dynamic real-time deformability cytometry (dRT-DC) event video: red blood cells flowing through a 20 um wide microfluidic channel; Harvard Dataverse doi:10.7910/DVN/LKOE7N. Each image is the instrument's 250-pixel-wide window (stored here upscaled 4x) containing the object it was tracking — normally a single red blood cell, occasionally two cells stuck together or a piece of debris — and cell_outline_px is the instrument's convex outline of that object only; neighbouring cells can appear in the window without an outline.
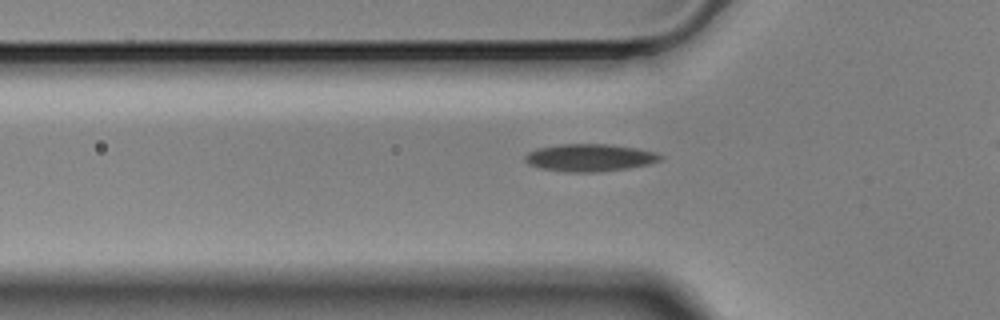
{"species": "Egyptian fruit bat (a non-hibernating species)", "species_latin": "Rousettus aegyptiacus", "temperature_condition": "cold", "stored_images_in_passage": 36, "camera_frame_rate_fps": 3000, "um_per_image_px": 0.085, "animal": {"sex": "male"}, "frame": {"image": 1, "passage_image": 5, "time_ms": 1.333, "image_size_px": [1000, 320], "cell_outline_px": [[664, 156], [660, 160], [648, 164], [628, 168], [596, 172], [568, 172], [544, 168], [528, 164], [524, 160], [524, 156], [528, 152], [536, 148], [560, 144], [608, 144], [636, 148], [656, 152]], "centroid_in_image_um": [50.12, 13.39], "position_along_channel_um": 75.7, "area_um2": 21.56}}
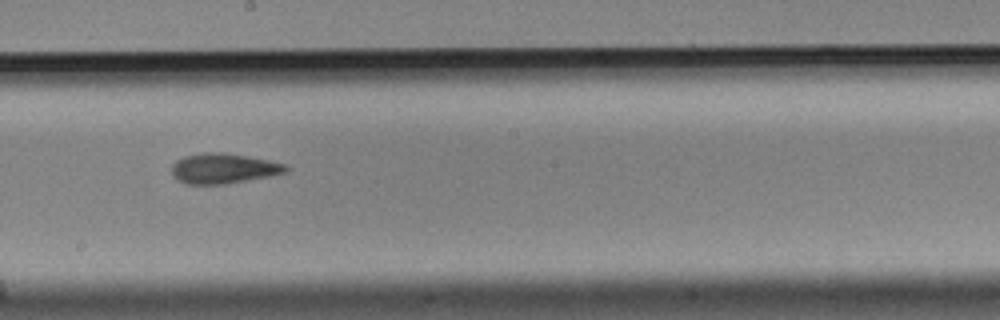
{"frame": {"image": 2, "passage_image": 18, "time_ms": 5.667, "image_size_px": [1000, 320], "cell_outline_px": [[292, 168], [288, 172], [268, 176], [224, 184], [184, 184], [176, 180], [172, 176], [172, 164], [176, 160], [184, 156], [204, 152], [224, 152], [268, 160], [288, 164]], "centroid_in_image_um": [19.0, 14.31], "position_along_channel_um": 229.2, "area_um2": 20.29}}
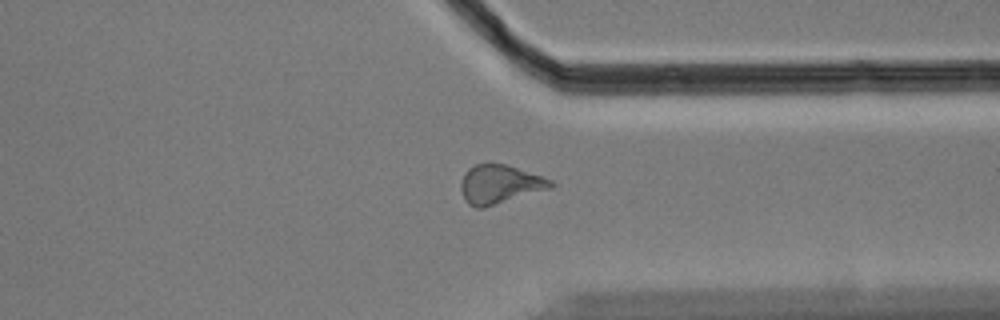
{"frame": {"image": 3, "passage_image": 30, "time_ms": 9.667, "image_size_px": [1000, 320], "cell_outline_px": [[556, 184], [552, 188], [484, 208], [476, 208], [468, 204], [464, 200], [460, 188], [460, 184], [464, 172], [468, 168], [476, 164], [504, 164], [552, 180]], "centroid_in_image_um": [42.45, 15.69], "position_along_channel_um": 369.0, "area_um2": 20.29}, "authors_computed_cell_mechanics": {"area_um2": 19.9988, "velocity_mm_per_s": 3.5175, "shape_relaxation_time_tau1_ms": null, "shape_relaxation_time_tau2_ms": 5.184, "deformation_change_tau1": null, "deformation_change_tau2": 0.1379}}